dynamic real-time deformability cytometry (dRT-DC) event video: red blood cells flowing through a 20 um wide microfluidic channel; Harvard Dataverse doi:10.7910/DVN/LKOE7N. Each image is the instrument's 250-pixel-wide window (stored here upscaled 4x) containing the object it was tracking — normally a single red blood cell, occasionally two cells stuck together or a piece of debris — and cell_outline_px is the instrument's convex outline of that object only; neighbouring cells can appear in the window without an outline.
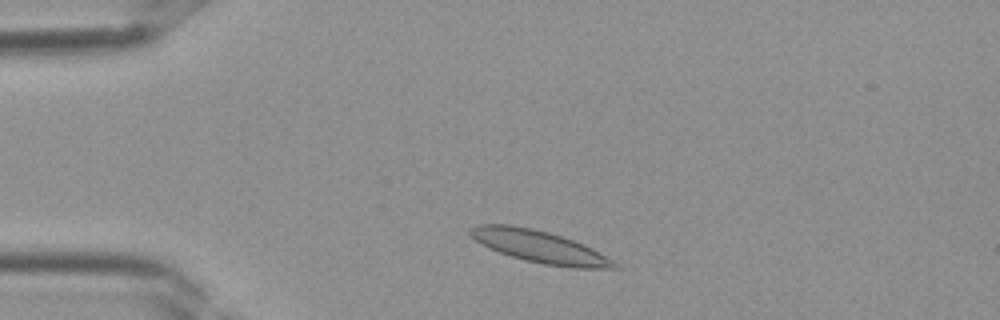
{"species": "Egyptian fruit bat (a non-hibernating species)", "species_latin": "Rousettus aegyptiacus", "temperature_condition": "room temperature", "stored_images_in_passage": 32, "camera_frame_rate_fps": 3000, "um_per_image_px": 0.085, "frame": {"image": 1, "passage_image": 3, "time_ms": 0.667, "image_size_px": [1000, 320], "cell_outline_px": [[620, 268], [572, 268], [544, 264], [524, 260], [500, 252], [480, 244], [468, 232], [468, 228], [476, 224], [512, 224], [532, 228], [548, 232], [584, 244], [592, 248], [612, 260]], "centroid_in_image_um": [45.81, 20.95], "position_along_channel_um": 39.2, "area_um2": 26.82}}
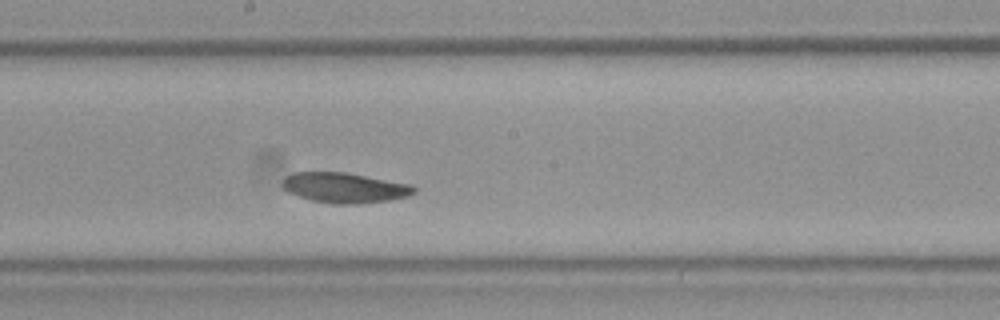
{"frame": {"image": 2, "passage_image": 15, "time_ms": 4.667, "image_size_px": [1000, 320], "cell_outline_px": [[416, 192], [408, 196], [388, 200], [356, 204], [336, 204], [312, 200], [288, 192], [280, 184], [292, 172], [344, 172], [412, 184], [416, 188]], "centroid_in_image_um": [29.31, 15.95], "position_along_channel_um": 218.9, "area_um2": 23.0}}
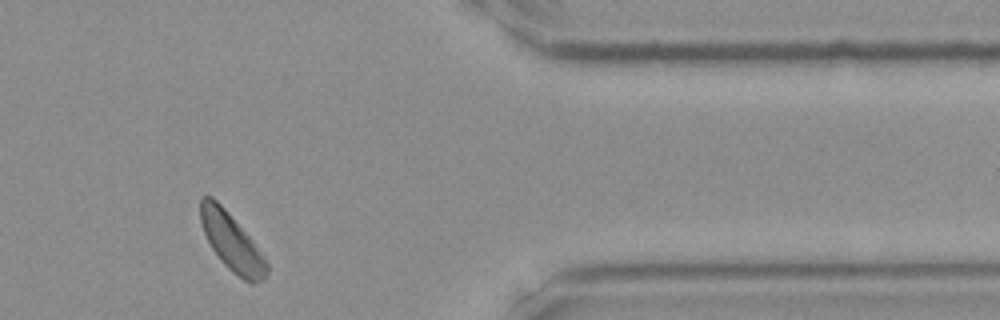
{"frame": {"image": 3, "passage_image": 26, "time_ms": 8.333, "image_size_px": [1000, 320], "cell_outline_px": [[268, 272], [264, 280], [252, 284], [244, 280], [232, 272], [220, 260], [212, 248], [204, 232], [200, 220], [200, 196], [212, 196], [228, 212], [252, 240], [268, 264]], "centroid_in_image_um": [19.69, 20.59], "position_along_channel_um": 391.7, "area_um2": 21.91}}